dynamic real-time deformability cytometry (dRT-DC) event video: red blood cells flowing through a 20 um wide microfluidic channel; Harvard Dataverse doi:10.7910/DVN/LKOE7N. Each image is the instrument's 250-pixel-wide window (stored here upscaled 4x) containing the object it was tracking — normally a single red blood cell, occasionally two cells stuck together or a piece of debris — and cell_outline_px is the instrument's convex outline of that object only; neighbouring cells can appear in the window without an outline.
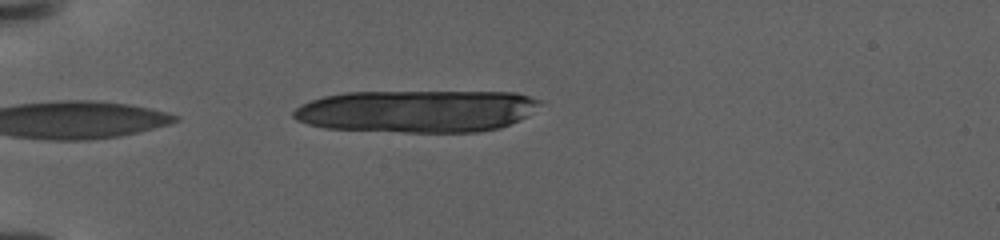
{"species": "human", "species_latin": "Homo sapiens", "temperature_condition": "warm", "stored_images_in_passage": 28, "camera_frame_rate_fps": 3000, "um_per_image_px": 0.085, "donor": {"sex": "female"}, "frame": {"image": 1, "passage_image": 1, "time_ms": 0.0, "image_size_px": [1000, 240], "cell_outline_px": [[540, 104], [528, 116], [520, 120], [500, 128], [480, 132], [404, 132], [324, 128], [308, 124], [296, 120], [292, 116], [292, 112], [300, 104], [324, 96], [344, 92], [516, 92], [540, 100]], "centroid_in_image_um": [35.43, 9.45], "position_along_channel_um": 49.6, "area_um2": 61.09}}
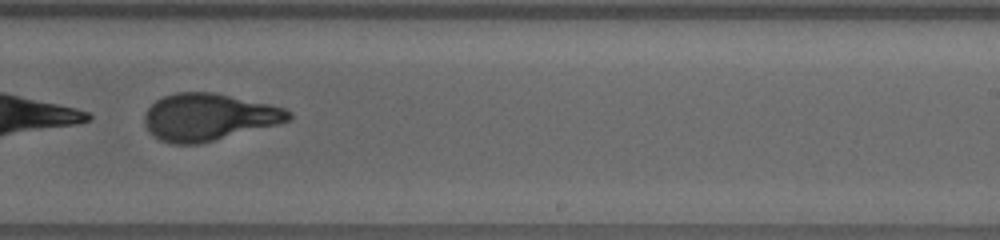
{"frame": {"image": 2, "passage_image": 14, "time_ms": 9.0, "image_size_px": [1000, 240], "cell_outline_px": [[292, 116], [288, 120], [280, 124], [200, 144], [172, 144], [160, 140], [148, 132], [144, 124], [144, 116], [148, 108], [156, 100], [164, 96], [176, 92], [212, 92], [268, 104], [284, 108], [292, 112]], "centroid_in_image_um": [17.71, 9.96], "position_along_channel_um": 271.3, "area_um2": 39.59}}
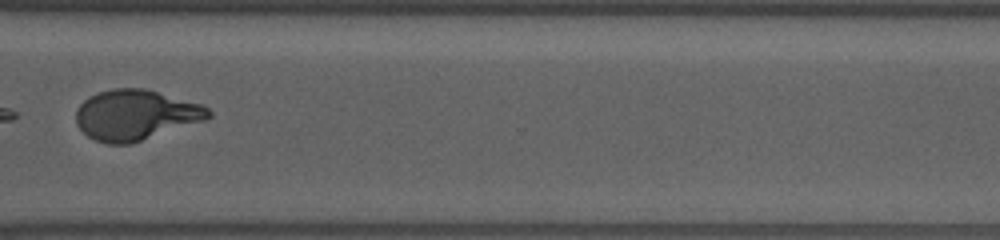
{"frame": {"image": 3, "passage_image": 19, "time_ms": 12.0, "image_size_px": [1000, 240], "cell_outline_px": [[212, 116], [204, 120], [128, 144], [108, 144], [96, 140], [88, 136], [76, 124], [76, 112], [80, 104], [84, 100], [100, 92], [116, 88], [144, 88], [204, 104], [212, 112]], "centroid_in_image_um": [11.55, 9.76], "position_along_channel_um": 359.1, "area_um2": 38.44}, "authors_computed_cell_mechanics": {"area_um2": 40.7201, "velocity_mm_per_s": 2.9138, "shape_relaxation_time_tau1_ms": 1.8838, "shape_relaxation_time_tau2_ms": 0.9657, "deformation_change_tau1": 0.3522, "deformation_change_tau2": 0.0852}}